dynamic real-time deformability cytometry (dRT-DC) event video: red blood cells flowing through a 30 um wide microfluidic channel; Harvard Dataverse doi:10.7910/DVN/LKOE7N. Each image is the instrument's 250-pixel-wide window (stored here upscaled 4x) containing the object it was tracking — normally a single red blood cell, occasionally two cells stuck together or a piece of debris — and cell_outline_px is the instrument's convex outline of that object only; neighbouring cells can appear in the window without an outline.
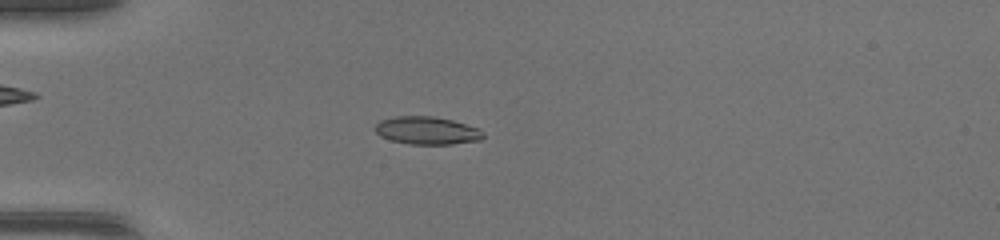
{"species": "common noctule bat (a hibernating species)", "species_latin": "Nyctalus noctula", "temperature_condition": "warm", "stored_images_in_passage": 48, "camera_frame_rate_fps": 3000, "um_per_image_px": 0.085, "animal": {"sex": "female", "body_mass_g": 17.0, "forearm_length_mm": 48.0}, "frame": {"image": 1, "passage_image": 15, "time_ms": 4.667, "image_size_px": [1000, 240], "cell_outline_px": [[484, 136], [480, 140], [452, 144], [408, 144], [392, 140], [380, 136], [376, 132], [376, 124], [380, 120], [396, 116], [432, 116], [452, 120], [480, 128], [484, 132]], "centroid_in_image_um": [36.32, 11.09], "position_along_channel_um": 48.7, "area_um2": 17.51}}
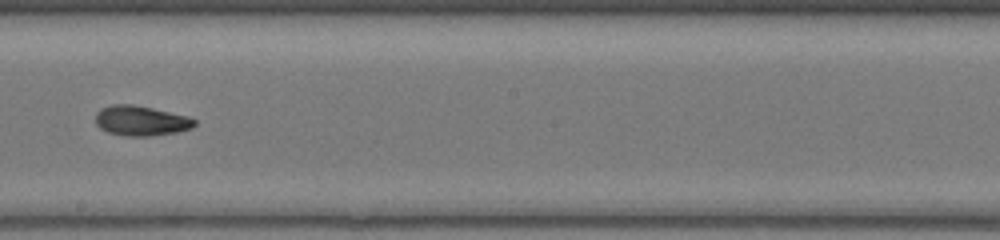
{"frame": {"image": 2, "passage_image": 29, "time_ms": 9.333, "image_size_px": [1000, 240], "cell_outline_px": [[196, 124], [192, 128], [176, 132], [148, 136], [128, 136], [108, 132], [100, 128], [96, 124], [96, 112], [100, 108], [112, 104], [132, 104], [152, 108], [188, 116], [196, 120]], "centroid_in_image_um": [11.97, 10.25], "position_along_channel_um": 236.2, "area_um2": 17.28}}
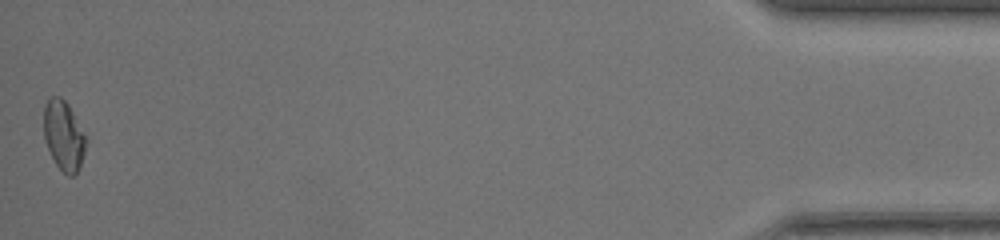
{"frame": {"image": 3, "passage_image": 48, "time_ms": 15.667, "image_size_px": [1000, 240], "cell_outline_px": [[84, 152], [80, 164], [76, 172], [72, 176], [68, 176], [56, 164], [48, 148], [44, 136], [44, 104], [52, 96], [60, 96], [68, 104], [84, 136]], "centroid_in_image_um": [5.37, 11.5], "position_along_channel_um": 429.8, "area_um2": 16.42}}